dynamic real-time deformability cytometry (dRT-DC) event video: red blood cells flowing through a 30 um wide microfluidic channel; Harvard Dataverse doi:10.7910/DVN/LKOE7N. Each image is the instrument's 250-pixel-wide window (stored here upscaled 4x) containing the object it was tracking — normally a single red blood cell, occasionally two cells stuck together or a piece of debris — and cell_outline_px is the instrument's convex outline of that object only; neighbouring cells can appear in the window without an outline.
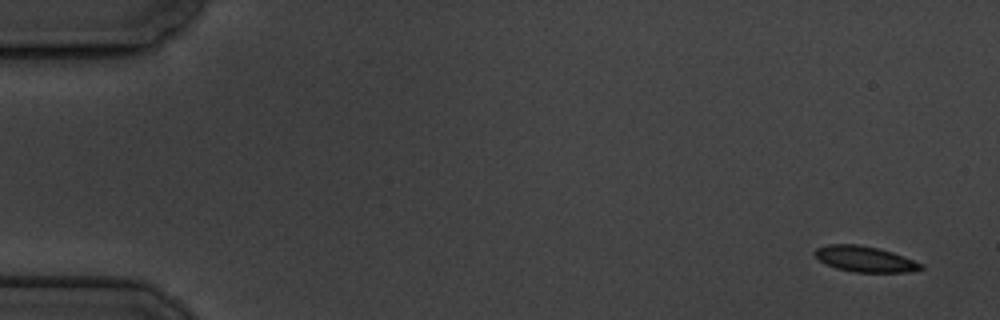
{"species": "common noctule bat (a hibernating species)", "species_latin": "Nyctalus noctula", "temperature_condition": "cold", "stored_images_in_passage": 8, "camera_frame_rate_fps": 3000, "um_per_image_px": 0.085, "animal": {"sex": "male", "body_mass_g": 19.5, "forearm_length_mm": 54.6}, "frame": {"image": 1, "passage_image": 1, "time_ms": 0.0, "image_size_px": [1000, 320], "cell_outline_px": [[924, 268], [908, 272], [856, 272], [836, 268], [824, 264], [812, 252], [816, 248], [828, 244], [856, 244], [880, 248], [904, 256], [924, 264]], "centroid_in_image_um": [73.51, 22.01], "position_along_channel_um": 11.5, "area_um2": 16.01}}
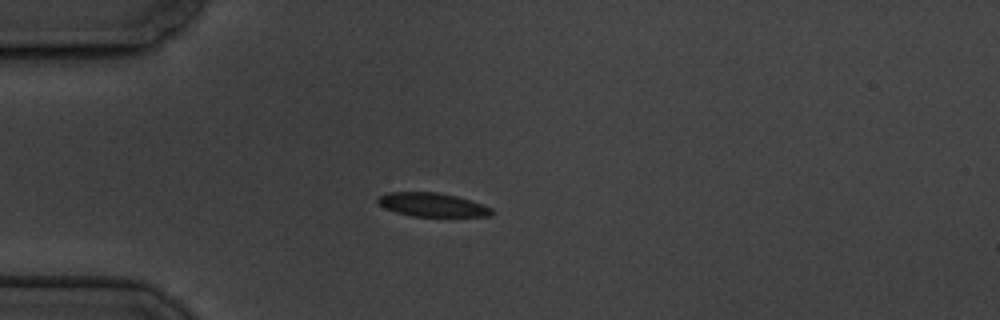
{"frame": {"image": 2, "passage_image": 5, "time_ms": 4.333, "image_size_px": [1000, 320], "cell_outline_px": [[496, 212], [488, 216], [412, 216], [396, 212], [384, 208], [376, 200], [380, 196], [388, 192], [436, 192], [456, 196], [492, 208]], "centroid_in_image_um": [36.73, 17.4], "position_along_channel_um": 48.3, "area_um2": 15.55}}
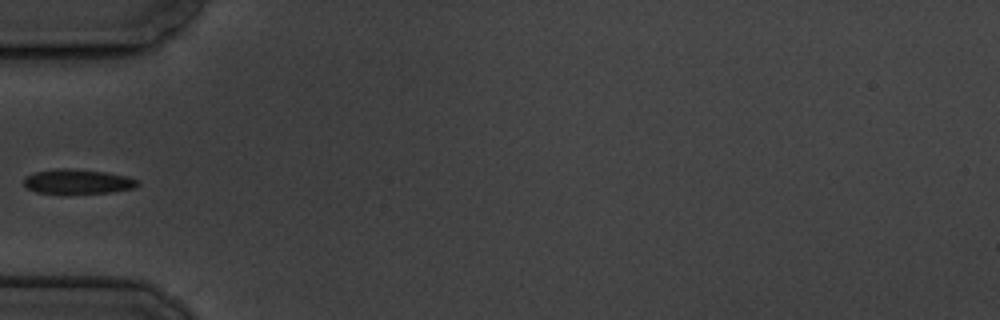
{"frame": {"image": 3, "passage_image": 6, "time_ms": 5.667, "image_size_px": [1000, 320], "cell_outline_px": [[140, 184], [136, 188], [112, 192], [36, 192], [28, 188], [24, 184], [24, 176], [36, 172], [56, 168], [68, 168], [108, 172], [128, 176], [140, 180]], "centroid_in_image_um": [6.67, 15.4], "position_along_channel_um": 78.3, "area_um2": 16.18}}